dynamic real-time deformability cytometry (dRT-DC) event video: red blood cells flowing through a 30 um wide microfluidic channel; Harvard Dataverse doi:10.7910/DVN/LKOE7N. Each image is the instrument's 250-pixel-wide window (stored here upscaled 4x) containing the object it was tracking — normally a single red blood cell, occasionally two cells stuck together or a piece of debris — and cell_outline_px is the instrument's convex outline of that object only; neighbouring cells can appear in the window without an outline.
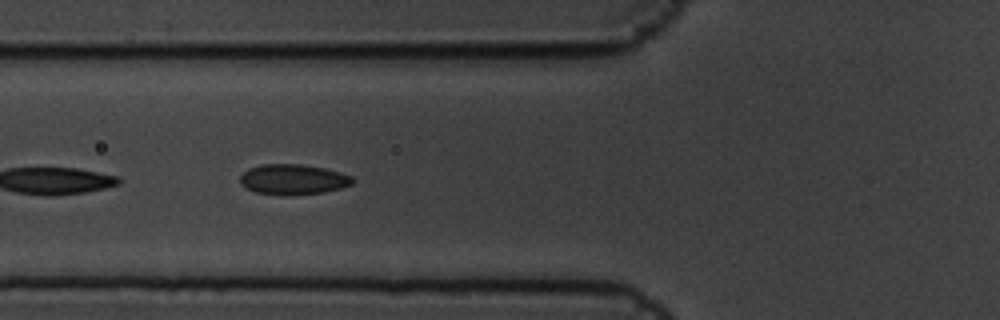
{"species": "common noctule bat (a hibernating species)", "species_latin": "Nyctalus noctula", "temperature_condition": "cold", "stored_images_in_passage": 7, "camera_frame_rate_fps": 3000, "um_per_image_px": 0.085, "animal": {"sex": "male", "body_mass_g": 19.5, "forearm_length_mm": 54.6}, "frame": {"image": 1, "passage_image": 6, "time_ms": 1.667, "image_size_px": [1000, 320], "cell_outline_px": [[356, 180], [352, 184], [340, 188], [324, 192], [256, 192], [244, 188], [240, 184], [240, 176], [248, 168], [260, 164], [300, 164], [324, 168], [340, 172], [352, 176]], "centroid_in_image_um": [24.91, 15.19], "position_along_channel_um": 100.9, "area_um2": 19.13}}